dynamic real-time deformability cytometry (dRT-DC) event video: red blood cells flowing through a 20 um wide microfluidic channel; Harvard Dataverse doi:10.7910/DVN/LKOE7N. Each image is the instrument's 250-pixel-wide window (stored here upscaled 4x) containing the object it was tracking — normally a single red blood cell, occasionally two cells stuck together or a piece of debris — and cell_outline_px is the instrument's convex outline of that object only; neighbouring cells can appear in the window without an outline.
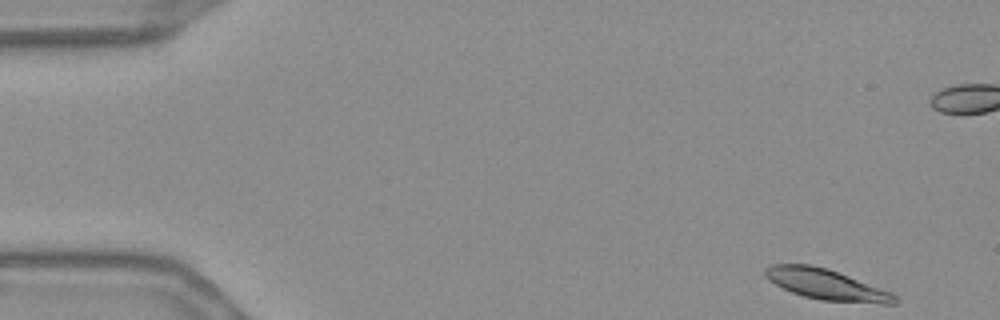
{"species": "Egyptian fruit bat (a non-hibernating species)", "species_latin": "Rousettus aegyptiacus", "temperature_condition": "warm", "stored_images_in_passage": 54, "camera_frame_rate_fps": 3000, "um_per_image_px": 0.085, "frame": {"image": 1, "passage_image": 1, "time_ms": 0.0, "image_size_px": [1000, 320], "cell_outline_px": [[900, 300], [896, 304], [880, 304], [820, 300], [804, 296], [792, 292], [768, 280], [764, 276], [764, 268], [772, 264], [808, 264], [828, 268], [892, 292]], "centroid_in_image_um": [70.26, 24.18], "position_along_channel_um": 14.7, "area_um2": 23.29}}
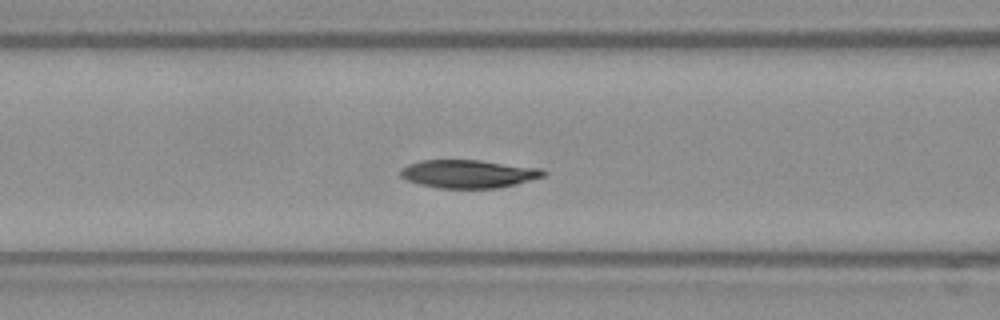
{"frame": {"image": 2, "passage_image": 20, "time_ms": 6.333, "image_size_px": [1000, 320], "cell_outline_px": [[548, 172], [544, 176], [516, 184], [500, 188], [440, 188], [420, 184], [408, 180], [400, 176], [400, 168], [408, 164], [420, 160], [480, 160], [544, 168]], "centroid_in_image_um": [39.85, 14.77], "position_along_channel_um": 126.7, "area_um2": 23.64}}
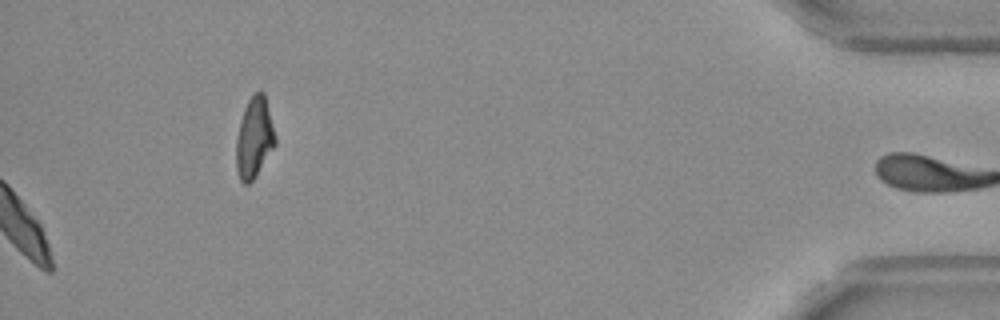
{"frame": {"image": 3, "passage_image": 54, "time_ms": 17.667, "image_size_px": [1000, 320], "cell_outline_px": [[276, 144], [256, 176], [248, 184], [244, 184], [240, 180], [236, 168], [236, 140], [240, 120], [244, 108], [248, 100], [260, 88], [264, 92], [276, 136]], "centroid_in_image_um": [21.61, 11.7], "position_along_channel_um": 413.6, "area_um2": 18.44}, "authors_computed_cell_mechanics": {"area_um2": 23.3801, "velocity_mm_per_s": 3.6267, "shape_relaxation_time_tau1_ms": 4.6523, "shape_relaxation_time_tau2_ms": 9.0127, "deformation_change_tau1": 0.1472, "deformation_change_tau2": 0.1038}}